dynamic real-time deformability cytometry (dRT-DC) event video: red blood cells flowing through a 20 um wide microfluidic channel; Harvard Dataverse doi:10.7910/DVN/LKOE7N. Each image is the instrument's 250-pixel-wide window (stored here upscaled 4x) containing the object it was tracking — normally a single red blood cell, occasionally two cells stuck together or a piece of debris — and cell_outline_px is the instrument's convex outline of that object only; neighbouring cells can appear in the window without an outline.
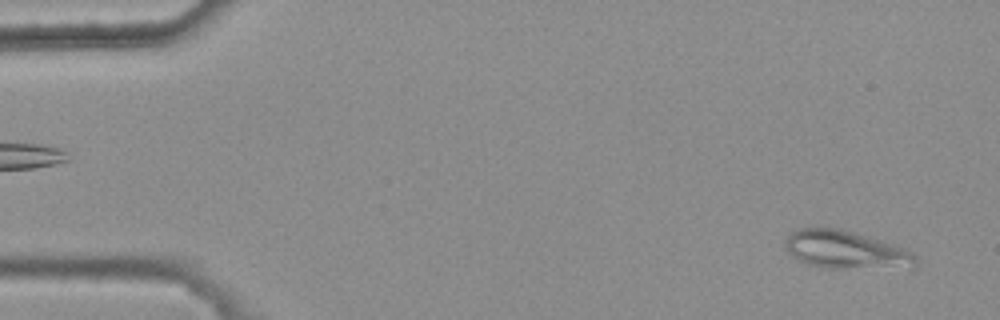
{"species": "common noctule bat (a hibernating species)", "species_latin": "Nyctalus noctula", "temperature_condition": "warm", "stored_images_in_passage": 5, "camera_frame_rate_fps": 3000, "um_per_image_px": 0.085, "animal": {"sex": "female", "body_mass_g": 25.1}, "frame": {"image": 1, "passage_image": 5, "time_ms": 1.333, "image_size_px": [1000, 320], "cell_outline_px": [[920, 260], [916, 264], [844, 268], [820, 268], [808, 264], [792, 256], [784, 248], [784, 240], [792, 232], [800, 228], [816, 224], [840, 228], [880, 240], [904, 248], [912, 252]], "centroid_in_image_um": [71.72, 21.16], "position_along_channel_um": 13.3, "area_um2": 28.67}}